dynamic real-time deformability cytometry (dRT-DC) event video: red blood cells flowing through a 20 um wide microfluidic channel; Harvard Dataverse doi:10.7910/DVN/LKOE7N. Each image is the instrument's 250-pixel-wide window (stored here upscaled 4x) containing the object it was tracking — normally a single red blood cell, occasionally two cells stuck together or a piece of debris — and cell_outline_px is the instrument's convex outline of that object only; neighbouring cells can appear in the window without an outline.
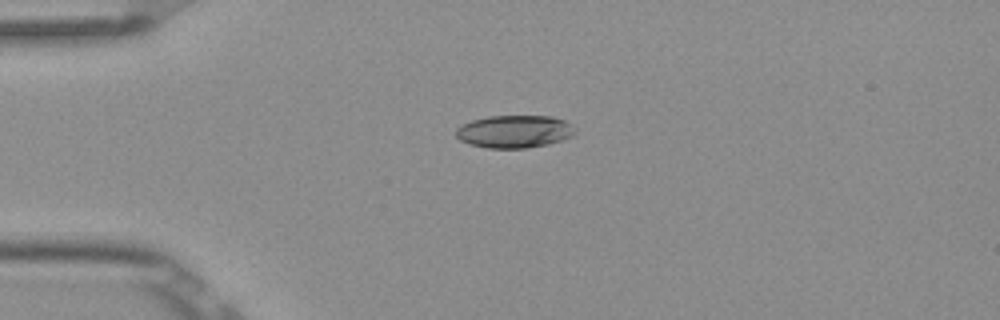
{"species": "Egyptian fruit bat (a non-hibernating species)", "species_latin": "Rousettus aegyptiacus", "temperature_condition": "room temperature", "stored_images_in_passage": 2, "camera_frame_rate_fps": 3000, "um_per_image_px": 0.085, "frame": {"image": 1, "passage_image": 1, "time_ms": 0.0, "image_size_px": [1000, 320], "cell_outline_px": [[576, 132], [572, 136], [564, 140], [548, 144], [528, 148], [488, 148], [468, 144], [460, 140], [456, 136], [456, 128], [472, 120], [488, 116], [552, 116], [564, 120]], "centroid_in_image_um": [43.71, 11.19], "position_along_channel_um": 41.3, "area_um2": 22.66}}